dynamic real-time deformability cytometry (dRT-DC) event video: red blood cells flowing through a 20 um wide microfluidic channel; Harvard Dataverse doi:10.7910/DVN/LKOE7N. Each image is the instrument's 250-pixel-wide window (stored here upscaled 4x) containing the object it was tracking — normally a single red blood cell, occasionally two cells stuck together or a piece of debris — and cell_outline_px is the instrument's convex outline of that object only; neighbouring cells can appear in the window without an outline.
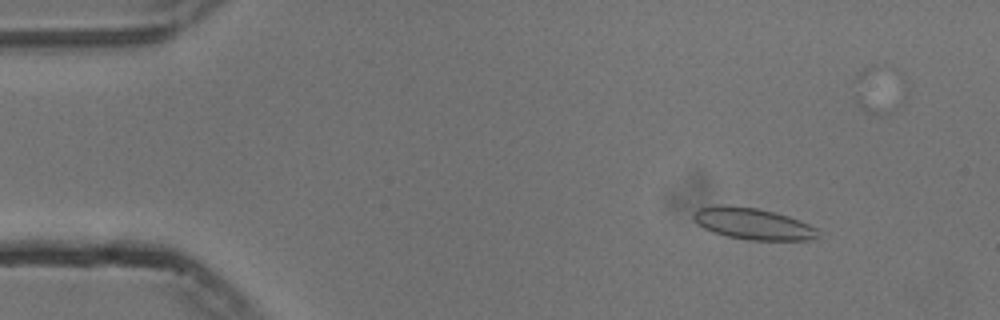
{"species": "common noctule bat (a hibernating species)", "species_latin": "Nyctalus noctula", "temperature_condition": "cold", "stored_images_in_passage": 47, "camera_frame_rate_fps": 3000, "um_per_image_px": 0.085, "animal": {"sex": "male", "body_mass_g": 13.3}, "frame": {"image": 1, "passage_image": 6, "time_ms": 1.667, "image_size_px": [1000, 320], "cell_outline_px": [[820, 236], [808, 240], [748, 240], [728, 236], [712, 232], [704, 228], [692, 216], [700, 208], [720, 204], [724, 204], [756, 208], [776, 212], [800, 220], [816, 228]], "centroid_in_image_um": [64.03, 19.01], "position_along_channel_um": 21.0, "area_um2": 22.72}}
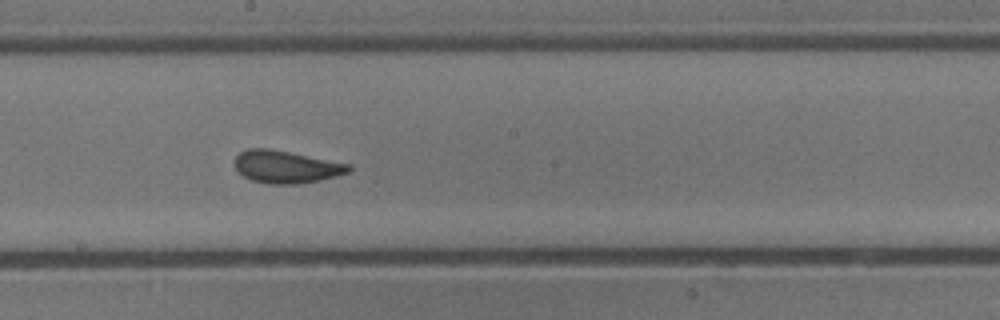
{"frame": {"image": 2, "passage_image": 29, "time_ms": 9.333, "image_size_px": [1000, 320], "cell_outline_px": [[352, 168], [348, 172], [336, 176], [320, 180], [296, 184], [268, 184], [252, 180], [244, 176], [236, 168], [236, 156], [240, 152], [248, 148], [268, 148], [352, 164]], "centroid_in_image_um": [24.34, 14.18], "position_along_channel_um": 223.9, "area_um2": 21.44}}
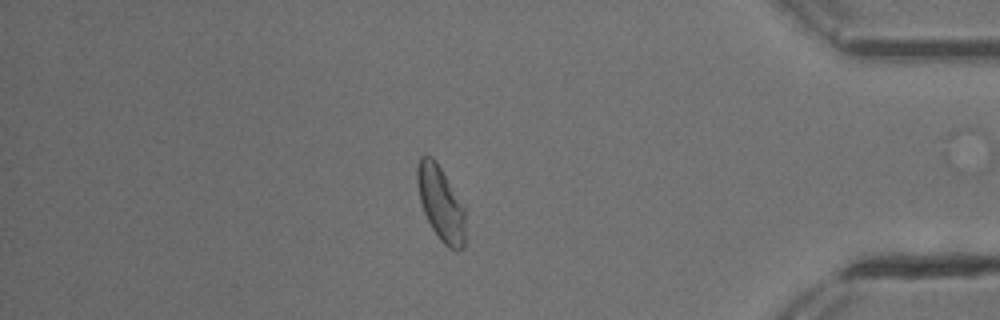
{"frame": {"image": 3, "passage_image": 46, "time_ms": 15.0, "image_size_px": [1000, 320], "cell_outline_px": [[464, 248], [460, 252], [456, 252], [448, 248], [440, 240], [432, 228], [424, 212], [420, 200], [416, 180], [416, 168], [420, 156], [432, 156], [436, 160], [464, 204]], "centroid_in_image_um": [37.47, 17.29], "position_along_channel_um": 397.7, "area_um2": 21.15}, "authors_computed_cell_mechanics": {"area_um2": 21.5594, "velocity_mm_per_s": 3.7355, "shape_relaxation_time_tau1_ms": 5.5785, "shape_relaxation_time_tau2_ms": 0.9735, "deformation_change_tau1": 0.1278, "deformation_change_tau2": 0.0658}}